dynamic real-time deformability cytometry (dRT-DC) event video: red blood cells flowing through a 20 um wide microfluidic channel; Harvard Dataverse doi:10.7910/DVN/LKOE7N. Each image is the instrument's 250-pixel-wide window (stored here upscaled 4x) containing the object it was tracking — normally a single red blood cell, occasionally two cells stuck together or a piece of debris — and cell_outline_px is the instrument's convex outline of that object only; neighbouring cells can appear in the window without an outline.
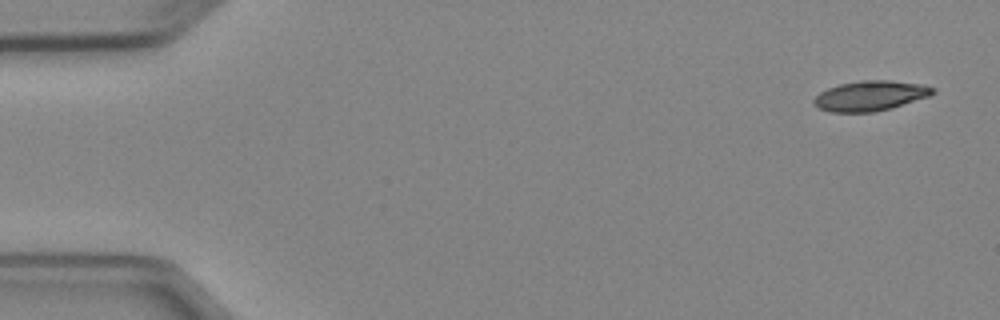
{"species": "Egyptian fruit bat (a non-hibernating species)", "species_latin": "Rousettus aegyptiacus", "temperature_condition": "cold", "stored_images_in_passage": 5, "segment_of_instrument_passage": [1, 2], "camera_frame_rate_fps": 3000, "um_per_image_px": 0.085, "animal": {"sex": "female"}, "frame": {"image": 1, "passage_image": 1, "time_ms": 0.0, "image_size_px": [1000, 320], "cell_outline_px": [[936, 92], [928, 96], [892, 108], [872, 112], [828, 112], [812, 104], [812, 100], [820, 92], [828, 88], [840, 84], [860, 80], [888, 80], [924, 84], [936, 88]], "centroid_in_image_um": [73.97, 8.14], "position_along_channel_um": 11.0, "area_um2": 20.92}}